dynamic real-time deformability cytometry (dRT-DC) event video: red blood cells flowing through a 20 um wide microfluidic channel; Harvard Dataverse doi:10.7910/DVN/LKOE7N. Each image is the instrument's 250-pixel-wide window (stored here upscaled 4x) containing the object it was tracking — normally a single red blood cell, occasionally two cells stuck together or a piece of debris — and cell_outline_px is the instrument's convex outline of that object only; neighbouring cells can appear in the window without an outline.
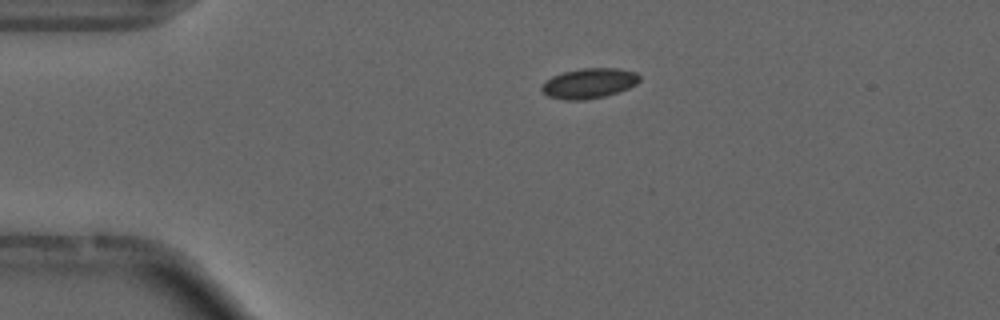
{"species": "common noctule bat (a hibernating species)", "species_latin": "Nyctalus noctula", "temperature_condition": "cold", "stored_images_in_passage": 38, "camera_frame_rate_fps": 3000, "um_per_image_px": 0.085, "animal": {"sex": "male", "forearm_length_mm": 52.5}, "frame": {"image": 1, "passage_image": 1, "time_ms": 0.0, "image_size_px": [1000, 320], "cell_outline_px": [[640, 80], [636, 84], [628, 88], [604, 96], [584, 100], [564, 100], [548, 96], [540, 88], [552, 76], [564, 72], [584, 68], [616, 68], [636, 72], [640, 76]], "centroid_in_image_um": [50.09, 7.08], "position_along_channel_um": 34.9, "area_um2": 16.94}, "authors_computed_cell_mechanics": {"area_um2": 16.473, "velocity_mm_per_s": 3.6951, "shape_relaxation_time_tau1_ms": 7.0562, "shape_relaxation_time_tau2_ms": 2.6119, "deformation_change_tau1": 0.0553, "deformation_change_tau2": 0.0512}}